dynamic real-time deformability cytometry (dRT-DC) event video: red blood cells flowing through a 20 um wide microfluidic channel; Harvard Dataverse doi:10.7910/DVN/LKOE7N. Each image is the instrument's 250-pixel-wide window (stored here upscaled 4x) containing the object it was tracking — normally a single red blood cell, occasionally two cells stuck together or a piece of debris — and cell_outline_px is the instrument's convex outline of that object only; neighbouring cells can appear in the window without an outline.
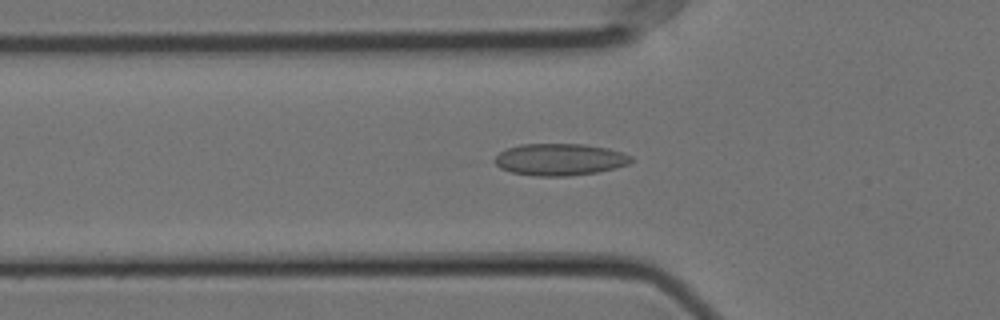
{"species": "Egyptian fruit bat (a non-hibernating species)", "species_latin": "Rousettus aegyptiacus", "temperature_condition": "cold", "stored_images_in_passage": 16, "camera_frame_rate_fps": 3000, "um_per_image_px": 0.085, "animal": {"sex": "female"}, "frame": {"image": 1, "passage_image": 14, "time_ms": 4.333, "image_size_px": [1000, 320], "cell_outline_px": [[636, 160], [628, 164], [596, 172], [568, 176], [536, 176], [512, 172], [500, 168], [496, 164], [496, 156], [500, 152], [508, 148], [520, 144], [584, 144], [608, 148], [632, 156]], "centroid_in_image_um": [47.6, 13.55], "position_along_channel_um": 78.2, "area_um2": 25.2}}